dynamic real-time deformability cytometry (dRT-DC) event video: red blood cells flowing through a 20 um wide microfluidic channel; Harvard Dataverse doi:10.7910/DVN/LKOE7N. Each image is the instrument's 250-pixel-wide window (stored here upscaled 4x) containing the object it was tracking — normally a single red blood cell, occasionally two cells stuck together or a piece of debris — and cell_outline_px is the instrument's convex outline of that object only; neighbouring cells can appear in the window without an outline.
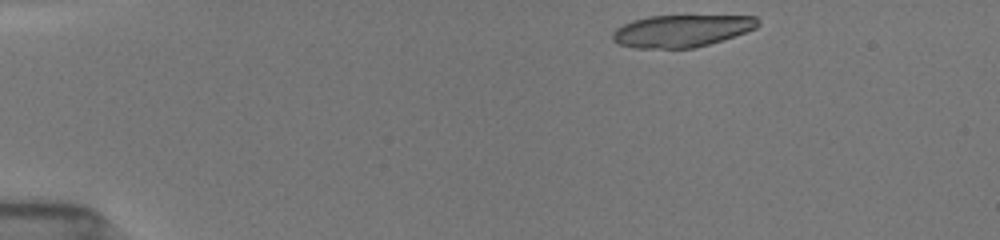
{"species": "common noctule bat (a hibernating species)", "species_latin": "Nyctalus noctula", "temperature_condition": "room temperature", "stored_images_in_passage": 44, "camera_frame_rate_fps": 3000, "um_per_image_px": 0.085, "animal": {"sex": "female", "body_mass_g": 19.5, "forearm_length_mm": 54.1}, "frame": {"image": 1, "passage_image": 1, "time_ms": 0.0, "image_size_px": [1000, 240], "cell_outline_px": [[760, 24], [756, 28], [708, 44], [692, 48], [636, 48], [620, 44], [612, 40], [612, 32], [616, 28], [632, 20], [648, 16], [756, 16], [760, 20]], "centroid_in_image_um": [57.9, 2.61], "position_along_channel_um": 27.1, "area_um2": 26.99}, "authors_computed_cell_mechanics": {"area_um2": 18.8428, "velocity_mm_per_s": 3.9301, "shape_relaxation_time_tau1_ms": 9.3435, "shape_relaxation_time_tau2_ms": null, "deformation_change_tau1": 0.2566, "deformation_change_tau2": null}}